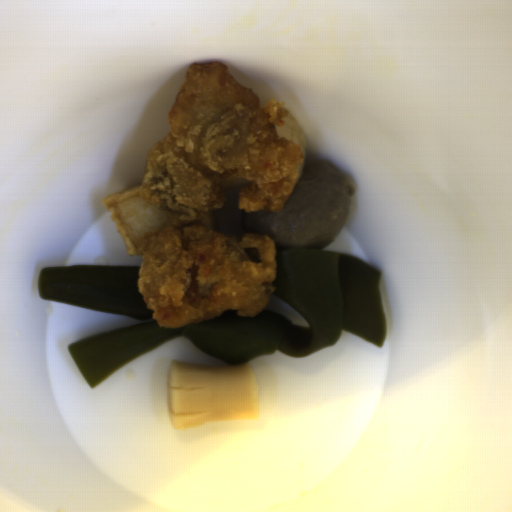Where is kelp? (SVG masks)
<instances>
[{"label": "kelp", "instance_id": "obj_1", "mask_svg": "<svg viewBox=\"0 0 512 512\" xmlns=\"http://www.w3.org/2000/svg\"><path fill=\"white\" fill-rule=\"evenodd\" d=\"M274 251L270 294L287 302L308 326L295 325L285 315L265 309L254 317H241L233 308L176 329L163 328L155 320L134 324L67 346L87 385L95 388L114 371L178 337L231 366L275 351L302 359L333 346L342 331L382 346L386 314L380 271L341 252Z\"/></svg>", "mask_w": 512, "mask_h": 512}, {"label": "kelp", "instance_id": "obj_2", "mask_svg": "<svg viewBox=\"0 0 512 512\" xmlns=\"http://www.w3.org/2000/svg\"><path fill=\"white\" fill-rule=\"evenodd\" d=\"M141 266L76 265L44 267L38 276L41 299L118 314L136 321L154 319L139 291Z\"/></svg>", "mask_w": 512, "mask_h": 512}]
</instances>
